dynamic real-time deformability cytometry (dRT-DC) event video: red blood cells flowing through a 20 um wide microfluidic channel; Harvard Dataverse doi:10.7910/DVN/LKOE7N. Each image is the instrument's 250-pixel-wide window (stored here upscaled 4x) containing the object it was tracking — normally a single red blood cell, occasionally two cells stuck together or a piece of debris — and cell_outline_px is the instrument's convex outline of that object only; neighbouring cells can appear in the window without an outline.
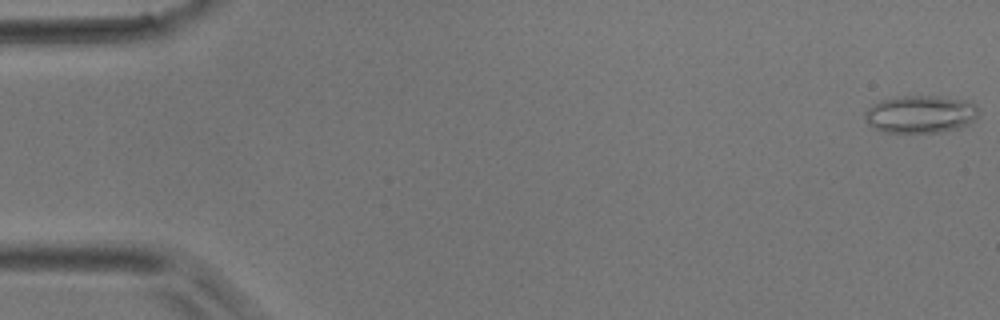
{"species": "common noctule bat (a hibernating species)", "species_latin": "Nyctalus noctula", "temperature_condition": "room temperature", "stored_images_in_passage": 5, "camera_frame_rate_fps": 3000, "um_per_image_px": 0.085, "animal": {"sex": "male", "body_mass_g": 17.9}, "frame": {"image": 1, "passage_image": 1, "time_ms": 0.0, "image_size_px": [1000, 320], "cell_outline_px": [[980, 116], [968, 124], [960, 128], [940, 132], [884, 132], [872, 128], [864, 120], [864, 112], [872, 104], [880, 100], [900, 96], [940, 96], [972, 100], [976, 104], [980, 112]], "centroid_in_image_um": [78.28, 9.69], "position_along_channel_um": 6.7, "area_um2": 25.55}}